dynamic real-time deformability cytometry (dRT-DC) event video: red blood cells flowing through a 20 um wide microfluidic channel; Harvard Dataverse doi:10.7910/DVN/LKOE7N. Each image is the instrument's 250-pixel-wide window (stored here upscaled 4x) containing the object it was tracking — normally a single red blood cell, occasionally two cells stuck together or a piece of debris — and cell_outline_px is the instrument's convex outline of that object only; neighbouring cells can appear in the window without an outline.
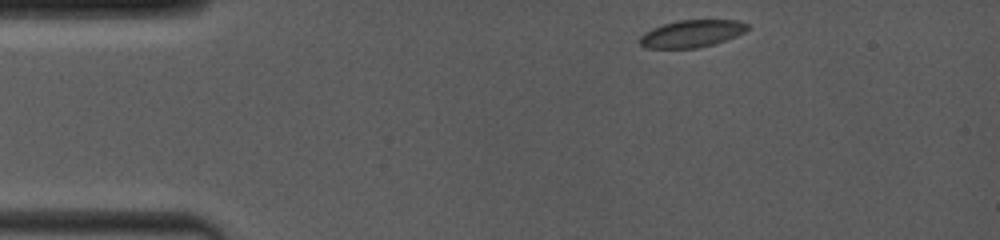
{"species": "common noctule bat (a hibernating species)", "species_latin": "Nyctalus noctula", "temperature_condition": "room temperature", "stored_images_in_passage": 24, "camera_frame_rate_fps": 4000, "um_per_image_px": 0.085, "animal": {"sex": "female", "body_mass_g": 19.0, "forearm_length_mm": 53.3}, "frame": {"image": 1, "passage_image": 1, "time_ms": 0.0, "image_size_px": [1000, 240], "cell_outline_px": [[748, 28], [744, 32], [736, 36], [712, 44], [696, 48], [644, 48], [640, 44], [640, 36], [644, 32], [652, 28], [676, 20], [740, 20], [748, 24]], "centroid_in_image_um": [58.77, 2.85], "position_along_channel_um": 26.2, "area_um2": 17.05}}
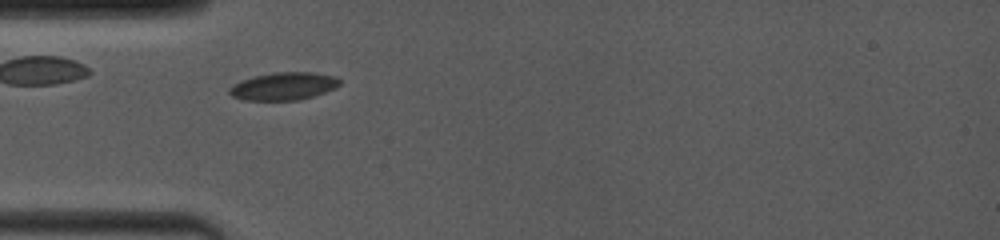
{"frame": {"image": 2, "passage_image": 23, "time_ms": 2.5, "image_size_px": [1000, 240], "cell_outline_px": [[340, 84], [336, 88], [312, 96], [296, 100], [244, 100], [232, 96], [228, 92], [228, 88], [232, 84], [240, 80], [256, 76], [276, 72], [312, 72], [336, 76], [340, 80]], "centroid_in_image_um": [24.09, 7.32], "position_along_channel_um": 60.9, "area_um2": 17.8}}